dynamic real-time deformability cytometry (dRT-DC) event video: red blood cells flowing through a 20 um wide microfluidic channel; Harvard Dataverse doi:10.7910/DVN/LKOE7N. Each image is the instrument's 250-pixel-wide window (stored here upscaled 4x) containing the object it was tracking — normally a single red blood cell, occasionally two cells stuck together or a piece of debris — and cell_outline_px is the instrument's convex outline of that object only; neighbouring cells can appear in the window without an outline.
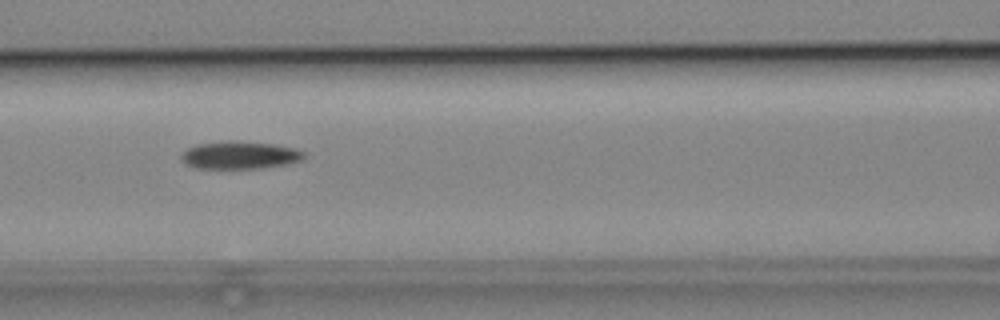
{"species": "common noctule bat (a hibernating species)", "species_latin": "Nyctalus noctula", "temperature_condition": "cold", "stored_images_in_passage": 13, "camera_frame_rate_fps": 3000, "um_per_image_px": 0.085, "animal": {"sex": "male", "body_mass_g": 19.2, "forearm_length_mm": 51.8}, "frame": {"image": 1, "passage_image": 6, "time_ms": 6.667, "image_size_px": [1000, 320], "cell_outline_px": [[304, 156], [300, 160], [284, 164], [260, 168], [196, 168], [184, 164], [180, 156], [188, 148], [196, 144], [228, 140], [276, 144], [296, 148], [304, 152]], "centroid_in_image_um": [20.35, 13.17], "position_along_channel_um": 146.3, "area_um2": 19.71}}
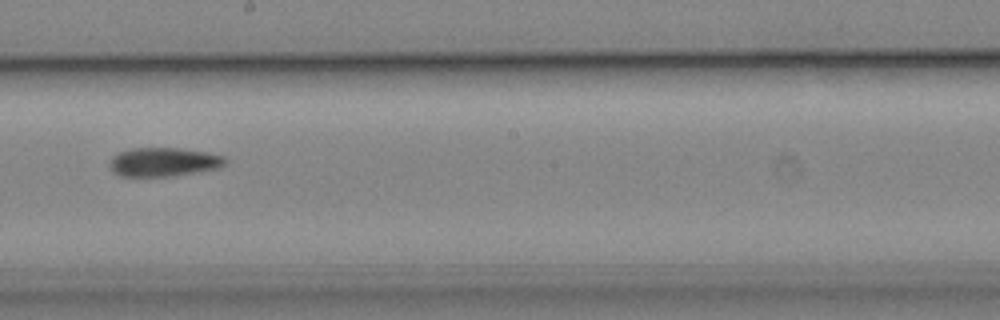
{"frame": {"image": 2, "passage_image": 8, "time_ms": 9.0, "image_size_px": [1000, 320], "cell_outline_px": [[228, 164], [220, 168], [200, 172], [176, 176], [120, 176], [112, 172], [108, 164], [112, 156], [120, 152], [132, 148], [180, 148], [208, 152], [224, 156], [228, 160]], "centroid_in_image_um": [13.96, 13.78], "position_along_channel_um": 234.2, "area_um2": 19.88}}
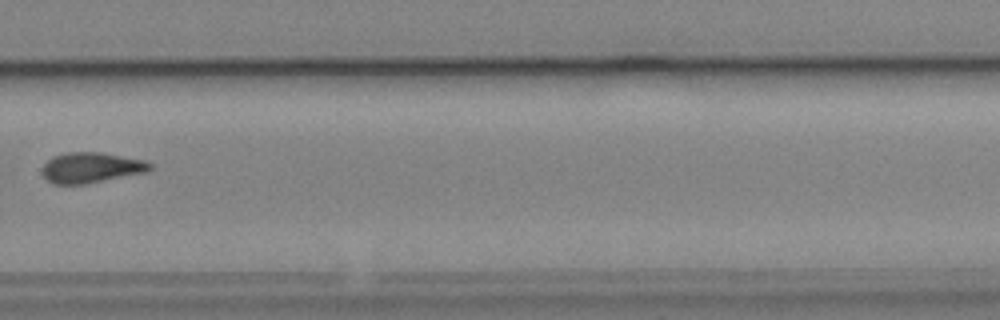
{"frame": {"image": 3, "passage_image": 10, "time_ms": 11.333, "image_size_px": [1000, 320], "cell_outline_px": [[152, 168], [148, 172], [84, 184], [52, 184], [40, 172], [44, 164], [52, 156], [64, 152], [100, 152], [144, 160], [152, 164]], "centroid_in_image_um": [7.73, 14.24], "position_along_channel_um": 322.1, "area_um2": 19.25}}